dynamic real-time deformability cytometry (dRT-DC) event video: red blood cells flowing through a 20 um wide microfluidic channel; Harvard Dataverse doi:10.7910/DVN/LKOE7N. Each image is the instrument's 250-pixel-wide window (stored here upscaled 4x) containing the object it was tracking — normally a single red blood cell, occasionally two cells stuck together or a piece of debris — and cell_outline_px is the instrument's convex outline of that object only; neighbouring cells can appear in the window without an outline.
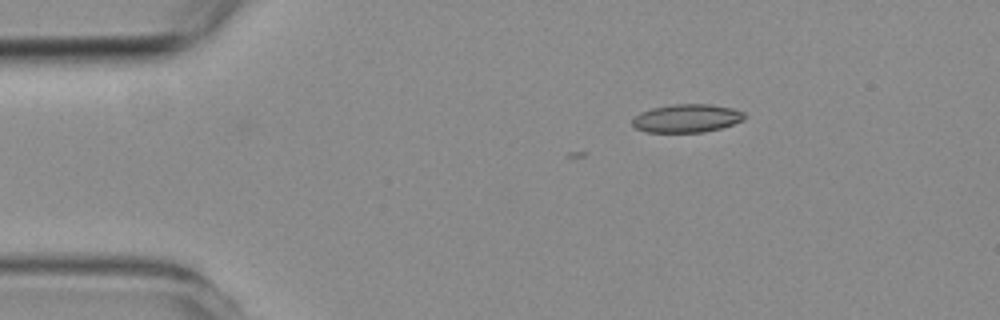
{"species": "common noctule bat (a hibernating species)", "species_latin": "Nyctalus noctula", "temperature_condition": "room temperature", "stored_images_in_passage": 5, "camera_frame_rate_fps": 3000, "um_per_image_px": 0.085, "animal": {"sex": "female", "body_mass_g": 19.3, "forearm_length_mm": 54.1}, "frame": {"image": 1, "passage_image": 2, "time_ms": 1.0, "image_size_px": [1000, 320], "cell_outline_px": [[744, 120], [720, 128], [704, 132], [648, 132], [636, 128], [632, 124], [632, 120], [640, 112], [652, 108], [672, 104], [712, 104], [732, 108], [744, 112]], "centroid_in_image_um": [58.38, 10.05], "position_along_channel_um": 26.6, "area_um2": 18.38}}
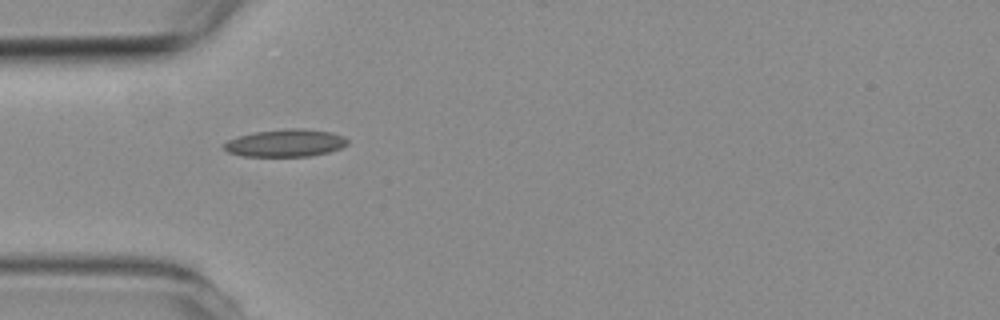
{"frame": {"image": 2, "passage_image": 4, "time_ms": 3.333, "image_size_px": [1000, 320], "cell_outline_px": [[348, 144], [340, 148], [328, 152], [308, 156], [240, 156], [228, 152], [224, 148], [224, 144], [228, 140], [240, 136], [256, 132], [288, 128], [304, 128], [332, 132], [344, 136], [348, 140]], "centroid_in_image_um": [24.3, 12.15], "position_along_channel_um": 60.7, "area_um2": 19.71}}
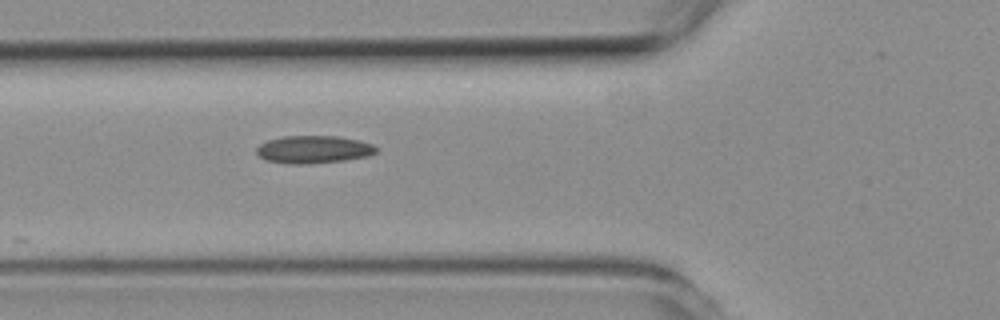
{"frame": {"image": 3, "passage_image": 5, "time_ms": 4.333, "image_size_px": [1000, 320], "cell_outline_px": [[376, 152], [368, 156], [344, 160], [308, 164], [288, 164], [264, 160], [256, 152], [256, 148], [260, 144], [268, 140], [284, 136], [336, 136], [360, 140], [372, 144], [376, 148]], "centroid_in_image_um": [26.63, 12.71], "position_along_channel_um": 99.2, "area_um2": 19.31}}